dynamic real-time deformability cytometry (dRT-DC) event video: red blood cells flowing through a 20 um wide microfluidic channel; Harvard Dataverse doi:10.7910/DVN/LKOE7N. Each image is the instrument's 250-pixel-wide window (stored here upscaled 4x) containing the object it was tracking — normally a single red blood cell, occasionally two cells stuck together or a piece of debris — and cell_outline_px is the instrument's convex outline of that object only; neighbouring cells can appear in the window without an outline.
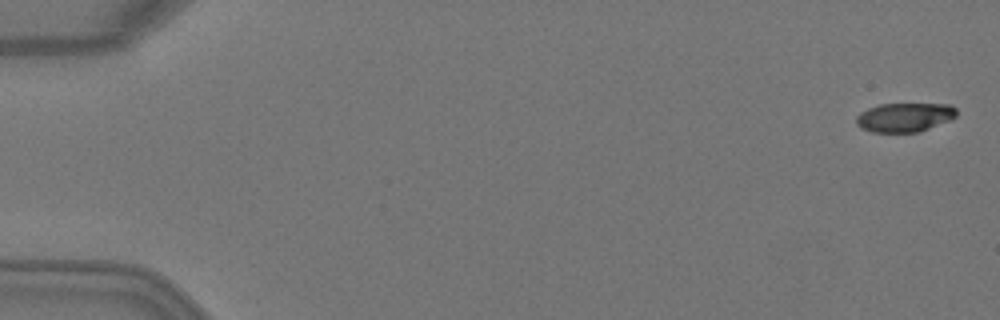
{"species": "Egyptian fruit bat (a non-hibernating species)", "species_latin": "Rousettus aegyptiacus", "temperature_condition": "warm", "stored_images_in_passage": 5, "camera_frame_rate_fps": 3000, "um_per_image_px": 0.085, "animal": {"sex": "female"}, "frame": {"image": 1, "passage_image": 1, "time_ms": 0.0, "image_size_px": [1000, 320], "cell_outline_px": [[956, 116], [952, 120], [920, 132], [872, 132], [860, 128], [856, 124], [856, 116], [860, 112], [868, 108], [880, 104], [952, 104], [956, 108]], "centroid_in_image_um": [76.91, 9.97], "position_along_channel_um": 8.1, "area_um2": 17.22}}
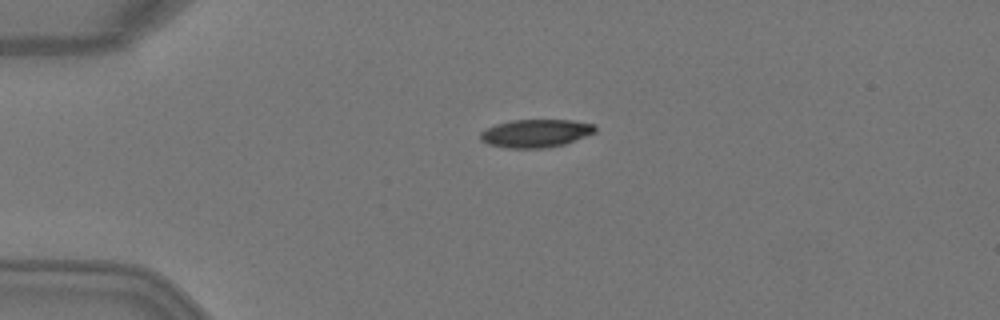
{"frame": {"image": 2, "passage_image": 4, "time_ms": 1.0, "image_size_px": [1000, 320], "cell_outline_px": [[596, 132], [564, 144], [544, 148], [508, 148], [488, 144], [480, 140], [480, 132], [484, 128], [496, 124], [512, 120], [572, 120], [596, 124]], "centroid_in_image_um": [45.52, 11.32], "position_along_channel_um": 39.5, "area_um2": 18.84}}